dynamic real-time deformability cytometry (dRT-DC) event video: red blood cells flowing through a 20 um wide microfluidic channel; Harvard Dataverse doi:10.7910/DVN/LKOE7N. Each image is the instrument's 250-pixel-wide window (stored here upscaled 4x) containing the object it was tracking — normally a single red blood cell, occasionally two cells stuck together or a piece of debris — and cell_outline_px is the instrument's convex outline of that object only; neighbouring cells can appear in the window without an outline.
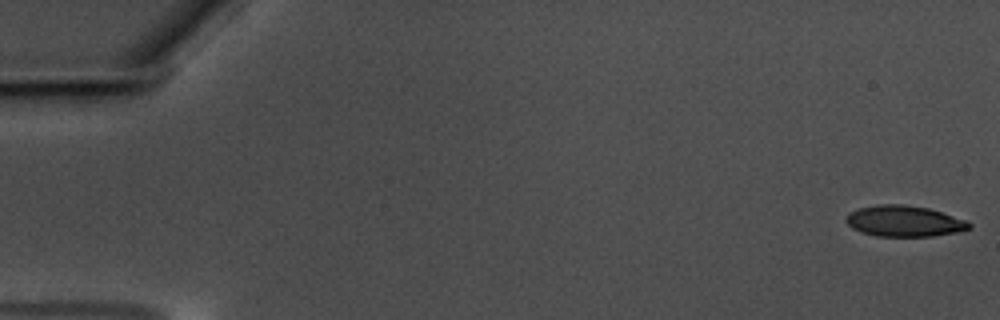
{"species": "common noctule bat (a hibernating species)", "species_latin": "Nyctalus noctula", "temperature_condition": "warm", "stored_images_in_passage": 58, "camera_frame_rate_fps": 3000, "um_per_image_px": 0.085, "animal": {"sex": "male", "body_mass_g": 17.5, "forearm_length_mm": 52.3}, "frame": {"image": 1, "passage_image": 1, "time_ms": 0.0, "image_size_px": [1000, 320], "cell_outline_px": [[972, 228], [960, 232], [932, 236], [876, 236], [860, 232], [852, 228], [844, 220], [848, 212], [860, 208], [876, 204], [900, 204], [928, 208], [968, 220], [972, 224]], "centroid_in_image_um": [76.87, 18.8], "position_along_channel_um": 8.1, "area_um2": 22.48}}
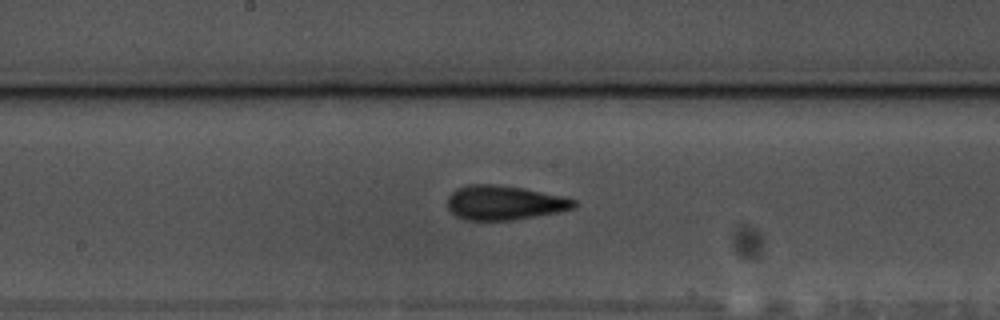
{"frame": {"image": 2, "passage_image": 31, "time_ms": 10.0, "image_size_px": [1000, 320], "cell_outline_px": [[576, 204], [572, 208], [560, 212], [512, 220], [464, 220], [456, 216], [448, 208], [448, 196], [456, 188], [468, 184], [496, 184], [524, 188], [564, 196], [576, 200]], "centroid_in_image_um": [42.86, 17.22], "position_along_channel_um": 205.3, "area_um2": 25.49}}
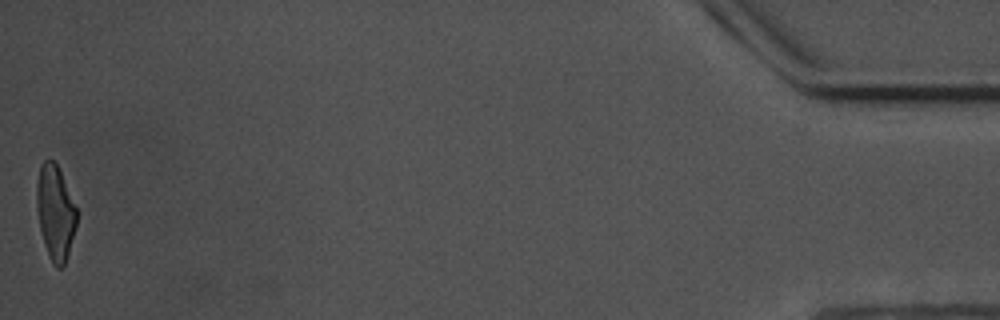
{"frame": {"image": 3, "passage_image": 58, "time_ms": 19.0, "image_size_px": [1000, 320], "cell_outline_px": [[76, 224], [68, 252], [64, 264], [60, 268], [56, 268], [52, 264], [48, 256], [44, 244], [40, 228], [36, 208], [36, 180], [40, 164], [44, 160], [52, 160], [56, 164], [60, 172], [76, 208]], "centroid_in_image_um": [4.66, 18.06], "position_along_channel_um": 430.5, "area_um2": 21.79}, "authors_computed_cell_mechanics": {"area_um2": 23.7269, "velocity_mm_per_s": 3.5439, "shape_relaxation_time_tau1_ms": 6.3436, "shape_relaxation_time_tau2_ms": 2.2304, "deformation_change_tau1": 0.1963, "deformation_change_tau2": 0.1061}}